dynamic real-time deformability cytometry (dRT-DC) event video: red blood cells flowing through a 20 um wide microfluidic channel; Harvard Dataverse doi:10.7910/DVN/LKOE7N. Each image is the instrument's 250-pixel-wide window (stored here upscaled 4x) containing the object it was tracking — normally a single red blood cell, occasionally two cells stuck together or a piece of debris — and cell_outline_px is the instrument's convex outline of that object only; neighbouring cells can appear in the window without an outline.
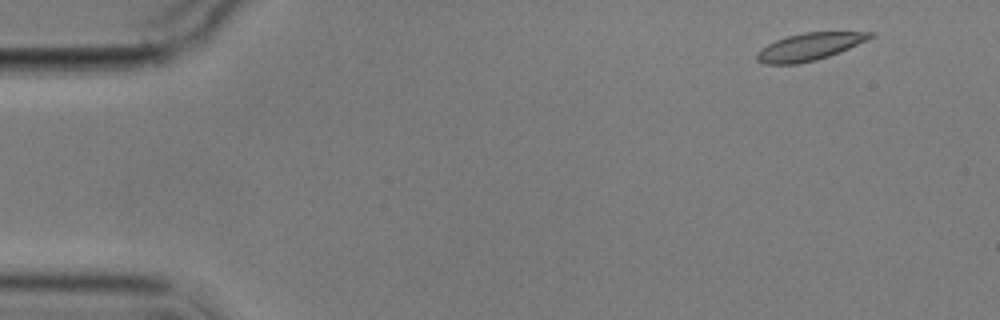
{"species": "common noctule bat (a hibernating species)", "species_latin": "Nyctalus noctula", "temperature_condition": "cold", "stored_images_in_passage": 7, "camera_frame_rate_fps": 3000, "um_per_image_px": 0.085, "animal": {"sex": "male", "body_mass_g": 17.9}, "frame": {"image": 1, "passage_image": 1, "time_ms": 0.0, "image_size_px": [1000, 320], "cell_outline_px": [[876, 36], [868, 40], [840, 52], [816, 60], [796, 64], [764, 64], [756, 60], [756, 52], [768, 44], [776, 40], [788, 36], [804, 32], [876, 32]], "centroid_in_image_um": [68.82, 3.97], "position_along_channel_um": 16.2, "area_um2": 18.09}}
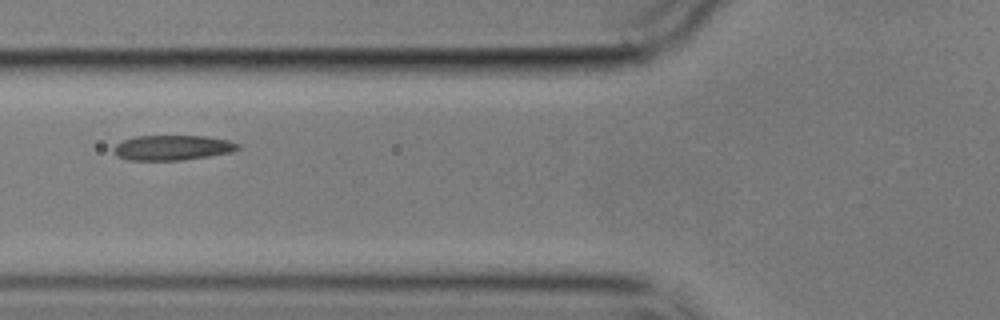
{"frame": {"image": 2, "passage_image": 6, "time_ms": 5.667, "image_size_px": [1000, 320], "cell_outline_px": [[240, 148], [232, 152], [208, 156], [180, 160], [128, 160], [116, 156], [112, 152], [112, 148], [116, 144], [124, 140], [136, 136], [204, 136], [228, 140], [240, 144]], "centroid_in_image_um": [14.63, 12.55], "position_along_channel_um": 111.2, "area_um2": 18.15}}
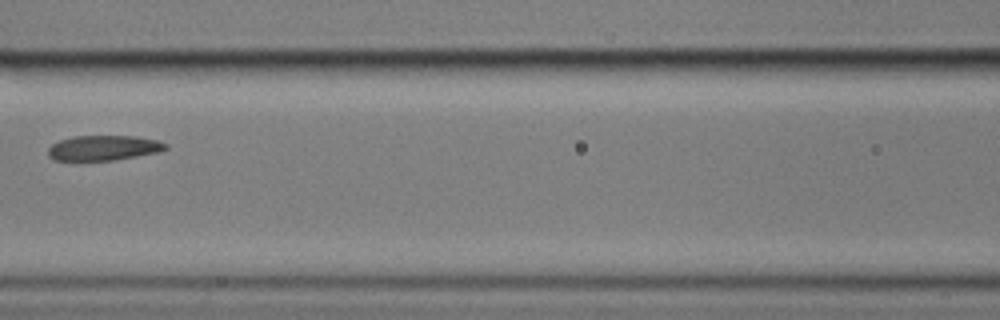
{"frame": {"image": 3, "passage_image": 7, "time_ms": 7.0, "image_size_px": [1000, 320], "cell_outline_px": [[168, 148], [156, 152], [136, 156], [112, 160], [52, 160], [48, 156], [48, 148], [52, 144], [60, 140], [72, 136], [136, 136], [156, 140], [168, 144]], "centroid_in_image_um": [8.77, 12.56], "position_along_channel_um": 157.8, "area_um2": 17.05}}